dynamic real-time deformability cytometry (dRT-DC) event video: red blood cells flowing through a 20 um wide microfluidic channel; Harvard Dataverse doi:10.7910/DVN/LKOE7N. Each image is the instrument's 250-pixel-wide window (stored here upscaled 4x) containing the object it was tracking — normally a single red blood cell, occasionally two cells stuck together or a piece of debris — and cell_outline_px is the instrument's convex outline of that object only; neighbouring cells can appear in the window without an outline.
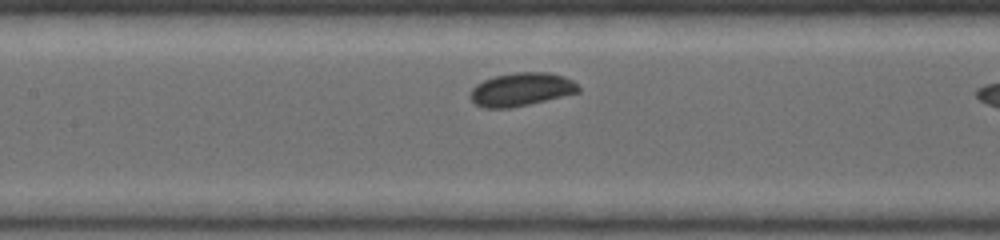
{"species": "common noctule bat (a hibernating species)", "species_latin": "Nyctalus noctula", "temperature_condition": "warm", "stored_images_in_passage": 21, "camera_frame_rate_fps": 5000, "um_per_image_px": 0.085, "animal": {"sex": "female", "body_mass_g": 19.0, "forearm_length_mm": 53.3}, "frame": {"image": 1, "passage_image": 10, "time_ms": 2.0, "image_size_px": [1000, 240], "cell_outline_px": [[580, 92], [512, 108], [484, 108], [476, 104], [468, 96], [472, 88], [476, 84], [484, 80], [496, 76], [516, 72], [548, 72], [564, 76], [572, 80], [580, 88]], "centroid_in_image_um": [44.3, 7.6], "position_along_channel_um": 163.1, "area_um2": 20.98}}
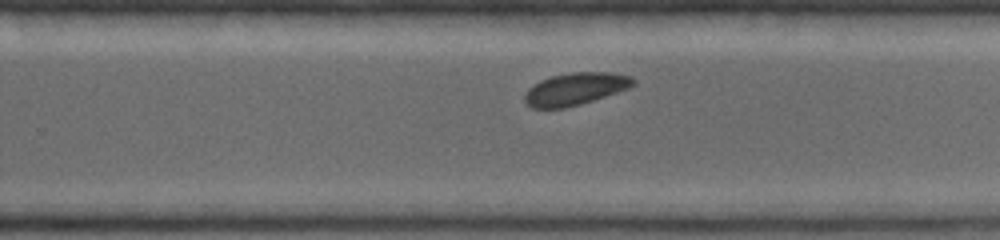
{"frame": {"image": 2, "passage_image": 18, "time_ms": 3.6, "image_size_px": [1000, 240], "cell_outline_px": [[636, 84], [628, 88], [580, 104], [564, 108], [532, 108], [524, 100], [524, 96], [528, 88], [540, 80], [552, 76], [572, 72], [608, 72], [632, 76], [636, 80]], "centroid_in_image_um": [48.9, 7.55], "position_along_channel_um": 280.9, "area_um2": 20.29}}